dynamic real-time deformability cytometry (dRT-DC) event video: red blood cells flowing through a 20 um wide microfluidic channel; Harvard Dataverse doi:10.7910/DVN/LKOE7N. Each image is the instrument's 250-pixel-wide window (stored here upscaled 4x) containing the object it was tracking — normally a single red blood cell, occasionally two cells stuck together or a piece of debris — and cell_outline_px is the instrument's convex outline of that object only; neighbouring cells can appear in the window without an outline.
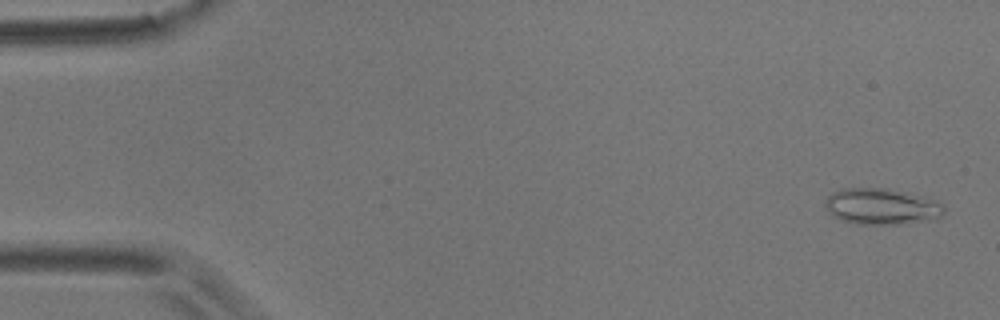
{"species": "common noctule bat (a hibernating species)", "species_latin": "Nyctalus noctula", "temperature_condition": "room temperature", "stored_images_in_passage": 54, "camera_frame_rate_fps": 3000, "um_per_image_px": 0.085, "animal": {"sex": "male", "body_mass_g": 17.9}, "frame": {"image": 1, "passage_image": 2, "time_ms": 0.333, "image_size_px": [1000, 320], "cell_outline_px": [[944, 212], [936, 220], [900, 224], [856, 224], [844, 220], [828, 212], [824, 204], [828, 196], [832, 192], [840, 188], [888, 188], [924, 196], [944, 204]], "centroid_in_image_um": [74.97, 17.54], "position_along_channel_um": 10.0, "area_um2": 25.26}}
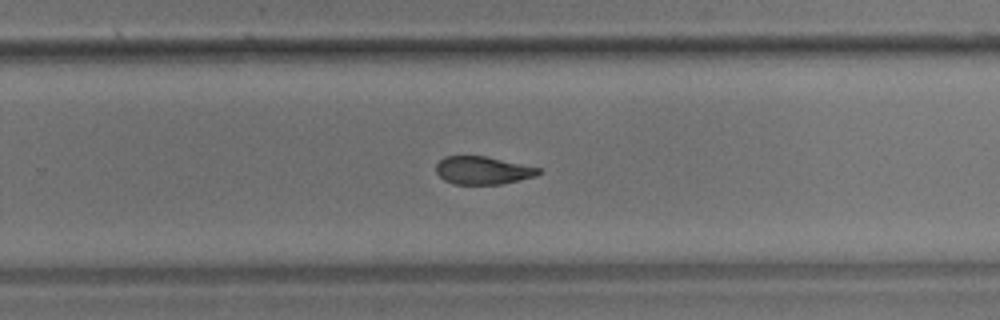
{"frame": {"image": 2, "passage_image": 35, "time_ms": 11.333, "image_size_px": [1000, 320], "cell_outline_px": [[540, 172], [536, 176], [500, 184], [452, 184], [444, 180], [436, 172], [436, 164], [444, 156], [484, 156], [540, 168]], "centroid_in_image_um": [40.99, 14.48], "position_along_channel_um": 288.8, "area_um2": 16.47}}
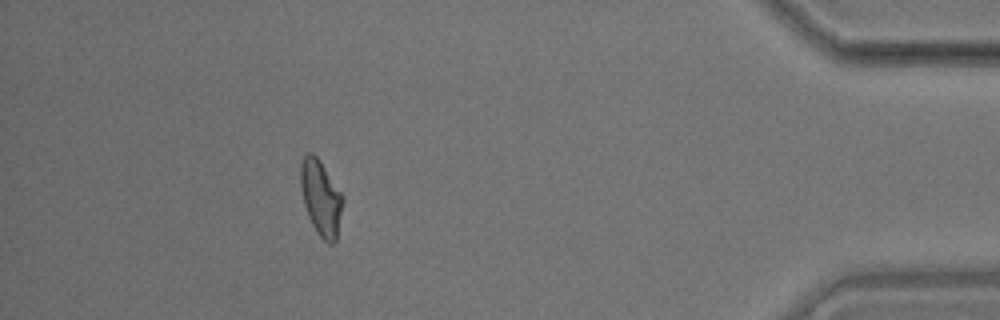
{"frame": {"image": 3, "passage_image": 49, "time_ms": 16.0, "image_size_px": [1000, 320], "cell_outline_px": [[344, 200], [336, 240], [332, 244], [328, 244], [316, 232], [308, 216], [304, 204], [300, 188], [300, 164], [304, 156], [308, 152], [312, 152], [316, 156], [344, 196]], "centroid_in_image_um": [27.27, 16.83], "position_along_channel_um": 407.9, "area_um2": 18.55}, "authors_computed_cell_mechanics": {"area_um2": 18.496, "velocity_mm_per_s": 3.6578, "shape_relaxation_time_tau1_ms": 7.8516, "shape_relaxation_time_tau2_ms": 3.4524, "deformation_change_tau1": 0.2053, "deformation_change_tau2": 0.1072}}